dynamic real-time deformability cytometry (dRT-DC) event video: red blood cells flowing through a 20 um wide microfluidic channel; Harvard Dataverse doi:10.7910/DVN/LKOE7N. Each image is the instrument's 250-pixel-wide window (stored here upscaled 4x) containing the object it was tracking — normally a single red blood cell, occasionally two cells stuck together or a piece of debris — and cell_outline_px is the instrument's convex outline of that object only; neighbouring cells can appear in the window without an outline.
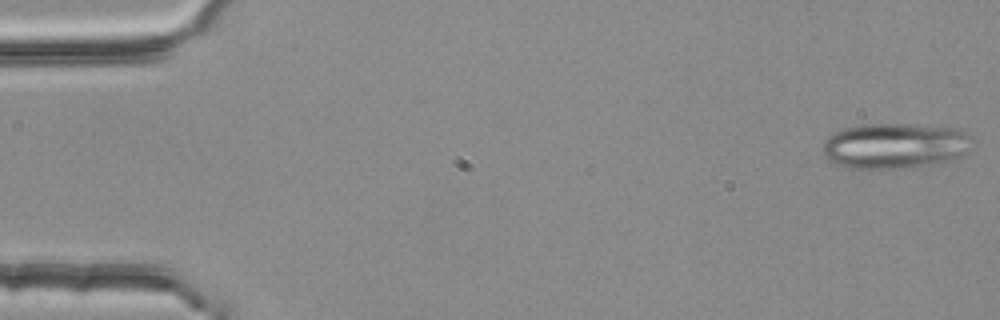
{"species": "common noctule bat (a hibernating species)", "species_latin": "Nyctalus noctula", "temperature_condition": "room temperature", "stored_images_in_passage": 53, "camera_frame_rate_fps": 3000, "um_per_image_px": 0.085, "animal": {"sex": "female", "body_mass_g": 25.1}, "frame": {"image": 1, "passage_image": 1, "time_ms": 0.0, "image_size_px": [1000, 320], "cell_outline_px": [[976, 140], [956, 156], [944, 160], [920, 164], [880, 168], [852, 168], [836, 164], [824, 156], [824, 144], [836, 132], [844, 128], [868, 124], [900, 124], [956, 128], [972, 136]], "centroid_in_image_um": [76.03, 12.35], "position_along_channel_um": 9.0, "area_um2": 37.97}}
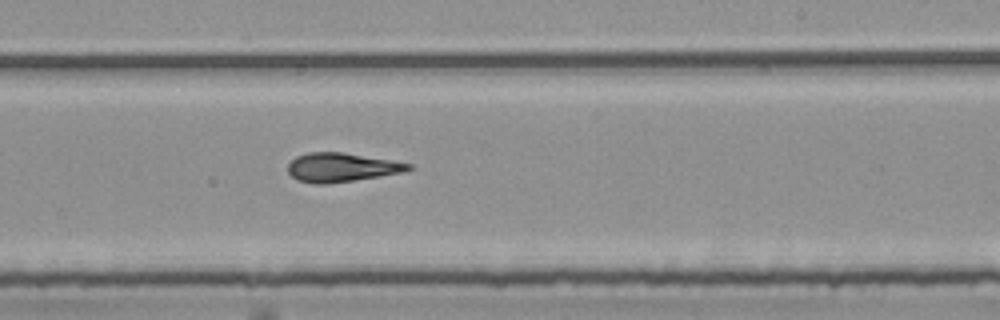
{"frame": {"image": 2, "passage_image": 32, "time_ms": 10.333, "image_size_px": [1000, 320], "cell_outline_px": [[412, 168], [400, 172], [380, 176], [328, 184], [312, 184], [300, 180], [292, 176], [288, 172], [288, 164], [296, 156], [308, 152], [344, 152], [412, 164]], "centroid_in_image_um": [28.98, 14.22], "position_along_channel_um": 260.0, "area_um2": 20.11}}
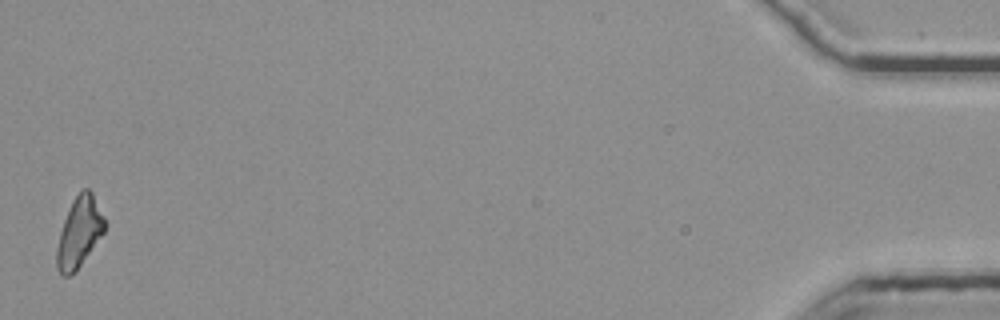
{"frame": {"image": 3, "passage_image": 53, "time_ms": 17.333, "image_size_px": [1000, 320], "cell_outline_px": [[108, 224], [104, 232], [76, 272], [68, 276], [60, 276], [56, 268], [56, 248], [60, 232], [64, 220], [72, 200], [84, 188], [88, 188], [92, 192]], "centroid_in_image_um": [6.74, 19.77], "position_along_channel_um": 428.5, "area_um2": 19.83}, "authors_computed_cell_mechanics": {"area_um2": 20.519, "velocity_mm_per_s": 3.7881, "shape_relaxation_time_tau1_ms": null, "shape_relaxation_time_tau2_ms": 3.6147, "deformation_change_tau1": null, "deformation_change_tau2": 0.1378}}